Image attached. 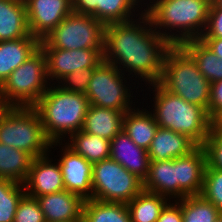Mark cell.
Returning a JSON list of instances; mask_svg holds the SVG:
<instances>
[{
    "label": "cell",
    "mask_w": 222,
    "mask_h": 222,
    "mask_svg": "<svg viewBox=\"0 0 222 222\" xmlns=\"http://www.w3.org/2000/svg\"><path fill=\"white\" fill-rule=\"evenodd\" d=\"M140 12L138 19L105 26L104 61L151 85L161 79L165 56L173 44L153 29L144 11Z\"/></svg>",
    "instance_id": "1"
},
{
    "label": "cell",
    "mask_w": 222,
    "mask_h": 222,
    "mask_svg": "<svg viewBox=\"0 0 222 222\" xmlns=\"http://www.w3.org/2000/svg\"><path fill=\"white\" fill-rule=\"evenodd\" d=\"M148 1L143 7L147 5L144 12L153 29L171 44L181 45L190 39H200L205 32L211 0Z\"/></svg>",
    "instance_id": "2"
},
{
    "label": "cell",
    "mask_w": 222,
    "mask_h": 222,
    "mask_svg": "<svg viewBox=\"0 0 222 222\" xmlns=\"http://www.w3.org/2000/svg\"><path fill=\"white\" fill-rule=\"evenodd\" d=\"M89 105L85 93L68 91L52 83L33 107L53 143L66 142V136L69 138L82 129Z\"/></svg>",
    "instance_id": "3"
},
{
    "label": "cell",
    "mask_w": 222,
    "mask_h": 222,
    "mask_svg": "<svg viewBox=\"0 0 222 222\" xmlns=\"http://www.w3.org/2000/svg\"><path fill=\"white\" fill-rule=\"evenodd\" d=\"M153 90L154 109L151 113L160 128L187 135L198 146L206 142L213 124L208 112L170 93L159 83L148 85Z\"/></svg>",
    "instance_id": "4"
},
{
    "label": "cell",
    "mask_w": 222,
    "mask_h": 222,
    "mask_svg": "<svg viewBox=\"0 0 222 222\" xmlns=\"http://www.w3.org/2000/svg\"><path fill=\"white\" fill-rule=\"evenodd\" d=\"M158 83L186 102L204 108L209 114L211 83L198 70L194 59L180 45H173L168 50Z\"/></svg>",
    "instance_id": "5"
},
{
    "label": "cell",
    "mask_w": 222,
    "mask_h": 222,
    "mask_svg": "<svg viewBox=\"0 0 222 222\" xmlns=\"http://www.w3.org/2000/svg\"><path fill=\"white\" fill-rule=\"evenodd\" d=\"M0 143L37 158L51 152L52 142L46 136L34 107L14 106L0 125Z\"/></svg>",
    "instance_id": "6"
},
{
    "label": "cell",
    "mask_w": 222,
    "mask_h": 222,
    "mask_svg": "<svg viewBox=\"0 0 222 222\" xmlns=\"http://www.w3.org/2000/svg\"><path fill=\"white\" fill-rule=\"evenodd\" d=\"M46 57L41 48L18 66L0 87V97L13 106L33 107L48 90Z\"/></svg>",
    "instance_id": "7"
},
{
    "label": "cell",
    "mask_w": 222,
    "mask_h": 222,
    "mask_svg": "<svg viewBox=\"0 0 222 222\" xmlns=\"http://www.w3.org/2000/svg\"><path fill=\"white\" fill-rule=\"evenodd\" d=\"M105 25L91 15L71 12L46 37L40 48L104 50Z\"/></svg>",
    "instance_id": "8"
},
{
    "label": "cell",
    "mask_w": 222,
    "mask_h": 222,
    "mask_svg": "<svg viewBox=\"0 0 222 222\" xmlns=\"http://www.w3.org/2000/svg\"><path fill=\"white\" fill-rule=\"evenodd\" d=\"M143 190V181L112 158L93 164L92 199L129 203Z\"/></svg>",
    "instance_id": "9"
},
{
    "label": "cell",
    "mask_w": 222,
    "mask_h": 222,
    "mask_svg": "<svg viewBox=\"0 0 222 222\" xmlns=\"http://www.w3.org/2000/svg\"><path fill=\"white\" fill-rule=\"evenodd\" d=\"M125 75L115 65L103 60L95 68L85 93L89 104L121 112L133 109L131 98L136 96H132V85L126 84L131 77Z\"/></svg>",
    "instance_id": "10"
},
{
    "label": "cell",
    "mask_w": 222,
    "mask_h": 222,
    "mask_svg": "<svg viewBox=\"0 0 222 222\" xmlns=\"http://www.w3.org/2000/svg\"><path fill=\"white\" fill-rule=\"evenodd\" d=\"M46 57L49 83L85 68H96L104 60V50L41 48ZM56 80V81H54Z\"/></svg>",
    "instance_id": "11"
},
{
    "label": "cell",
    "mask_w": 222,
    "mask_h": 222,
    "mask_svg": "<svg viewBox=\"0 0 222 222\" xmlns=\"http://www.w3.org/2000/svg\"><path fill=\"white\" fill-rule=\"evenodd\" d=\"M61 145L62 155L57 159L62 175L65 190L81 196L84 200L92 199V171L93 164L72 150L66 143L53 142L50 148ZM54 146V147H53Z\"/></svg>",
    "instance_id": "12"
},
{
    "label": "cell",
    "mask_w": 222,
    "mask_h": 222,
    "mask_svg": "<svg viewBox=\"0 0 222 222\" xmlns=\"http://www.w3.org/2000/svg\"><path fill=\"white\" fill-rule=\"evenodd\" d=\"M30 34L46 37L72 12L71 0H24Z\"/></svg>",
    "instance_id": "13"
},
{
    "label": "cell",
    "mask_w": 222,
    "mask_h": 222,
    "mask_svg": "<svg viewBox=\"0 0 222 222\" xmlns=\"http://www.w3.org/2000/svg\"><path fill=\"white\" fill-rule=\"evenodd\" d=\"M72 12L91 15L105 26L134 19L145 0H71ZM143 2V3H142ZM141 5V8H140ZM136 10V11H135ZM134 12V13H133ZM134 14V15H133Z\"/></svg>",
    "instance_id": "14"
},
{
    "label": "cell",
    "mask_w": 222,
    "mask_h": 222,
    "mask_svg": "<svg viewBox=\"0 0 222 222\" xmlns=\"http://www.w3.org/2000/svg\"><path fill=\"white\" fill-rule=\"evenodd\" d=\"M206 164L207 155L203 146H197L189 154L175 158L176 200L200 195Z\"/></svg>",
    "instance_id": "15"
},
{
    "label": "cell",
    "mask_w": 222,
    "mask_h": 222,
    "mask_svg": "<svg viewBox=\"0 0 222 222\" xmlns=\"http://www.w3.org/2000/svg\"><path fill=\"white\" fill-rule=\"evenodd\" d=\"M49 156L50 153L34 158L32 162L27 179L23 183L25 193L30 197L37 198L65 190L60 165L58 162L54 163Z\"/></svg>",
    "instance_id": "16"
},
{
    "label": "cell",
    "mask_w": 222,
    "mask_h": 222,
    "mask_svg": "<svg viewBox=\"0 0 222 222\" xmlns=\"http://www.w3.org/2000/svg\"><path fill=\"white\" fill-rule=\"evenodd\" d=\"M46 222H82L85 200L72 192L63 190L36 198Z\"/></svg>",
    "instance_id": "17"
},
{
    "label": "cell",
    "mask_w": 222,
    "mask_h": 222,
    "mask_svg": "<svg viewBox=\"0 0 222 222\" xmlns=\"http://www.w3.org/2000/svg\"><path fill=\"white\" fill-rule=\"evenodd\" d=\"M110 158L143 182L149 173L148 151L137 146L122 130L110 141Z\"/></svg>",
    "instance_id": "18"
},
{
    "label": "cell",
    "mask_w": 222,
    "mask_h": 222,
    "mask_svg": "<svg viewBox=\"0 0 222 222\" xmlns=\"http://www.w3.org/2000/svg\"><path fill=\"white\" fill-rule=\"evenodd\" d=\"M197 146L187 135L159 127L148 149L149 159L171 160L189 154Z\"/></svg>",
    "instance_id": "19"
},
{
    "label": "cell",
    "mask_w": 222,
    "mask_h": 222,
    "mask_svg": "<svg viewBox=\"0 0 222 222\" xmlns=\"http://www.w3.org/2000/svg\"><path fill=\"white\" fill-rule=\"evenodd\" d=\"M40 48V40L32 35L0 42V87L10 74Z\"/></svg>",
    "instance_id": "20"
},
{
    "label": "cell",
    "mask_w": 222,
    "mask_h": 222,
    "mask_svg": "<svg viewBox=\"0 0 222 222\" xmlns=\"http://www.w3.org/2000/svg\"><path fill=\"white\" fill-rule=\"evenodd\" d=\"M31 35L24 0H0V42Z\"/></svg>",
    "instance_id": "21"
},
{
    "label": "cell",
    "mask_w": 222,
    "mask_h": 222,
    "mask_svg": "<svg viewBox=\"0 0 222 222\" xmlns=\"http://www.w3.org/2000/svg\"><path fill=\"white\" fill-rule=\"evenodd\" d=\"M125 113L89 105L81 130L111 141L123 130Z\"/></svg>",
    "instance_id": "22"
},
{
    "label": "cell",
    "mask_w": 222,
    "mask_h": 222,
    "mask_svg": "<svg viewBox=\"0 0 222 222\" xmlns=\"http://www.w3.org/2000/svg\"><path fill=\"white\" fill-rule=\"evenodd\" d=\"M159 126L151 111L133 109L126 111L123 119V131L140 148L148 151Z\"/></svg>",
    "instance_id": "23"
},
{
    "label": "cell",
    "mask_w": 222,
    "mask_h": 222,
    "mask_svg": "<svg viewBox=\"0 0 222 222\" xmlns=\"http://www.w3.org/2000/svg\"><path fill=\"white\" fill-rule=\"evenodd\" d=\"M143 190L167 197L169 201L176 199L175 158L164 161H150L149 173L143 182Z\"/></svg>",
    "instance_id": "24"
},
{
    "label": "cell",
    "mask_w": 222,
    "mask_h": 222,
    "mask_svg": "<svg viewBox=\"0 0 222 222\" xmlns=\"http://www.w3.org/2000/svg\"><path fill=\"white\" fill-rule=\"evenodd\" d=\"M180 46L194 59L198 70L210 83L222 80V59L201 39H190Z\"/></svg>",
    "instance_id": "25"
},
{
    "label": "cell",
    "mask_w": 222,
    "mask_h": 222,
    "mask_svg": "<svg viewBox=\"0 0 222 222\" xmlns=\"http://www.w3.org/2000/svg\"><path fill=\"white\" fill-rule=\"evenodd\" d=\"M34 157L23 150L0 143V179L24 183Z\"/></svg>",
    "instance_id": "26"
},
{
    "label": "cell",
    "mask_w": 222,
    "mask_h": 222,
    "mask_svg": "<svg viewBox=\"0 0 222 222\" xmlns=\"http://www.w3.org/2000/svg\"><path fill=\"white\" fill-rule=\"evenodd\" d=\"M67 142L72 150L92 164L110 157V141L105 138L80 130L72 134Z\"/></svg>",
    "instance_id": "27"
},
{
    "label": "cell",
    "mask_w": 222,
    "mask_h": 222,
    "mask_svg": "<svg viewBox=\"0 0 222 222\" xmlns=\"http://www.w3.org/2000/svg\"><path fill=\"white\" fill-rule=\"evenodd\" d=\"M82 222H131L125 203L87 199L83 204Z\"/></svg>",
    "instance_id": "28"
},
{
    "label": "cell",
    "mask_w": 222,
    "mask_h": 222,
    "mask_svg": "<svg viewBox=\"0 0 222 222\" xmlns=\"http://www.w3.org/2000/svg\"><path fill=\"white\" fill-rule=\"evenodd\" d=\"M168 200L157 193L142 190L127 203L131 222H156Z\"/></svg>",
    "instance_id": "29"
},
{
    "label": "cell",
    "mask_w": 222,
    "mask_h": 222,
    "mask_svg": "<svg viewBox=\"0 0 222 222\" xmlns=\"http://www.w3.org/2000/svg\"><path fill=\"white\" fill-rule=\"evenodd\" d=\"M176 201L181 205L183 222H215L222 214L213 203L201 195L186 196Z\"/></svg>",
    "instance_id": "30"
},
{
    "label": "cell",
    "mask_w": 222,
    "mask_h": 222,
    "mask_svg": "<svg viewBox=\"0 0 222 222\" xmlns=\"http://www.w3.org/2000/svg\"><path fill=\"white\" fill-rule=\"evenodd\" d=\"M25 194L22 183L0 179V222H14L18 204Z\"/></svg>",
    "instance_id": "31"
},
{
    "label": "cell",
    "mask_w": 222,
    "mask_h": 222,
    "mask_svg": "<svg viewBox=\"0 0 222 222\" xmlns=\"http://www.w3.org/2000/svg\"><path fill=\"white\" fill-rule=\"evenodd\" d=\"M200 195L213 203L222 213V171L212 168L208 163L204 170Z\"/></svg>",
    "instance_id": "32"
},
{
    "label": "cell",
    "mask_w": 222,
    "mask_h": 222,
    "mask_svg": "<svg viewBox=\"0 0 222 222\" xmlns=\"http://www.w3.org/2000/svg\"><path fill=\"white\" fill-rule=\"evenodd\" d=\"M207 155V163L215 169L222 171V125L214 122L209 136L203 145Z\"/></svg>",
    "instance_id": "33"
},
{
    "label": "cell",
    "mask_w": 222,
    "mask_h": 222,
    "mask_svg": "<svg viewBox=\"0 0 222 222\" xmlns=\"http://www.w3.org/2000/svg\"><path fill=\"white\" fill-rule=\"evenodd\" d=\"M14 222H46L36 198L25 194L18 204Z\"/></svg>",
    "instance_id": "34"
},
{
    "label": "cell",
    "mask_w": 222,
    "mask_h": 222,
    "mask_svg": "<svg viewBox=\"0 0 222 222\" xmlns=\"http://www.w3.org/2000/svg\"><path fill=\"white\" fill-rule=\"evenodd\" d=\"M94 70L95 68L77 70L76 72L66 75L58 82V84L68 91L86 93Z\"/></svg>",
    "instance_id": "35"
},
{
    "label": "cell",
    "mask_w": 222,
    "mask_h": 222,
    "mask_svg": "<svg viewBox=\"0 0 222 222\" xmlns=\"http://www.w3.org/2000/svg\"><path fill=\"white\" fill-rule=\"evenodd\" d=\"M201 38H222V8H218L212 1L207 26Z\"/></svg>",
    "instance_id": "36"
},
{
    "label": "cell",
    "mask_w": 222,
    "mask_h": 222,
    "mask_svg": "<svg viewBox=\"0 0 222 222\" xmlns=\"http://www.w3.org/2000/svg\"><path fill=\"white\" fill-rule=\"evenodd\" d=\"M209 116L213 123L222 118V80L211 83Z\"/></svg>",
    "instance_id": "37"
},
{
    "label": "cell",
    "mask_w": 222,
    "mask_h": 222,
    "mask_svg": "<svg viewBox=\"0 0 222 222\" xmlns=\"http://www.w3.org/2000/svg\"><path fill=\"white\" fill-rule=\"evenodd\" d=\"M156 222H183L181 205L176 200L169 201L162 209Z\"/></svg>",
    "instance_id": "38"
},
{
    "label": "cell",
    "mask_w": 222,
    "mask_h": 222,
    "mask_svg": "<svg viewBox=\"0 0 222 222\" xmlns=\"http://www.w3.org/2000/svg\"><path fill=\"white\" fill-rule=\"evenodd\" d=\"M220 59H222V38H200Z\"/></svg>",
    "instance_id": "39"
},
{
    "label": "cell",
    "mask_w": 222,
    "mask_h": 222,
    "mask_svg": "<svg viewBox=\"0 0 222 222\" xmlns=\"http://www.w3.org/2000/svg\"><path fill=\"white\" fill-rule=\"evenodd\" d=\"M14 106L7 100L0 97V125L7 114L12 110Z\"/></svg>",
    "instance_id": "40"
},
{
    "label": "cell",
    "mask_w": 222,
    "mask_h": 222,
    "mask_svg": "<svg viewBox=\"0 0 222 222\" xmlns=\"http://www.w3.org/2000/svg\"><path fill=\"white\" fill-rule=\"evenodd\" d=\"M218 8H222V0H211Z\"/></svg>",
    "instance_id": "41"
},
{
    "label": "cell",
    "mask_w": 222,
    "mask_h": 222,
    "mask_svg": "<svg viewBox=\"0 0 222 222\" xmlns=\"http://www.w3.org/2000/svg\"><path fill=\"white\" fill-rule=\"evenodd\" d=\"M215 222H222V214L215 220Z\"/></svg>",
    "instance_id": "42"
},
{
    "label": "cell",
    "mask_w": 222,
    "mask_h": 222,
    "mask_svg": "<svg viewBox=\"0 0 222 222\" xmlns=\"http://www.w3.org/2000/svg\"><path fill=\"white\" fill-rule=\"evenodd\" d=\"M218 122L222 125V118Z\"/></svg>",
    "instance_id": "43"
}]
</instances>
